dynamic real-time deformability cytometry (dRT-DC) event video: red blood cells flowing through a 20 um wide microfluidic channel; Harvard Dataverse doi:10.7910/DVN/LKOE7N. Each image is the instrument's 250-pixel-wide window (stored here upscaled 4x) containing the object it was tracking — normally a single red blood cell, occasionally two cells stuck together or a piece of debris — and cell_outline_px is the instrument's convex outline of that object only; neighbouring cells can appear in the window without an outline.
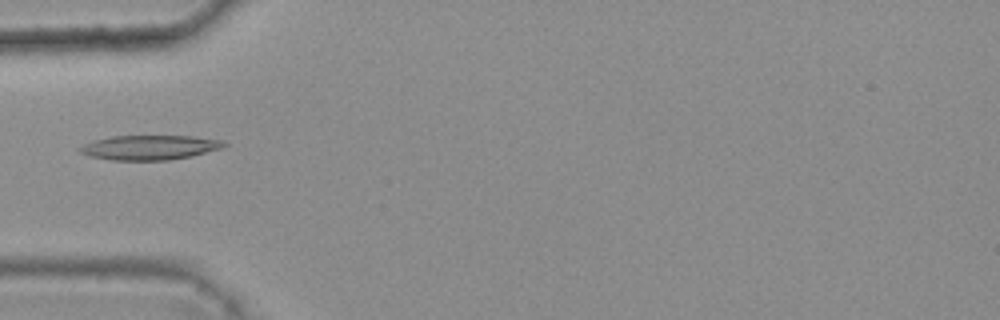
{"species": "common noctule bat (a hibernating species)", "species_latin": "Nyctalus noctula", "temperature_condition": "warm", "stored_images_in_passage": 6, "camera_frame_rate_fps": 3000, "um_per_image_px": 0.085, "animal": {"sex": "female", "body_mass_g": 25.1}, "frame": {"image": 1, "passage_image": 5, "time_ms": 1.333, "image_size_px": [1000, 320], "cell_outline_px": [[228, 144], [224, 148], [192, 156], [168, 160], [112, 160], [88, 156], [80, 152], [76, 148], [92, 140], [112, 136], [192, 136], [224, 140]], "centroid_in_image_um": [12.73, 12.53], "position_along_channel_um": 72.3, "area_um2": 20.92}}
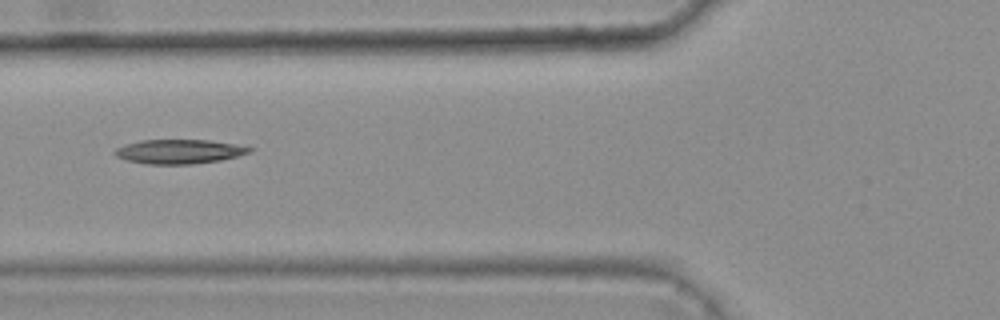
{"frame": {"image": 2, "passage_image": 6, "time_ms": 1.667, "image_size_px": [1000, 320], "cell_outline_px": [[256, 148], [252, 152], [220, 160], [192, 164], [144, 164], [128, 160], [116, 156], [112, 152], [116, 148], [124, 144], [140, 140], [208, 140]], "centroid_in_image_um": [15.2, 12.88], "position_along_channel_um": 110.6, "area_um2": 19.02}}